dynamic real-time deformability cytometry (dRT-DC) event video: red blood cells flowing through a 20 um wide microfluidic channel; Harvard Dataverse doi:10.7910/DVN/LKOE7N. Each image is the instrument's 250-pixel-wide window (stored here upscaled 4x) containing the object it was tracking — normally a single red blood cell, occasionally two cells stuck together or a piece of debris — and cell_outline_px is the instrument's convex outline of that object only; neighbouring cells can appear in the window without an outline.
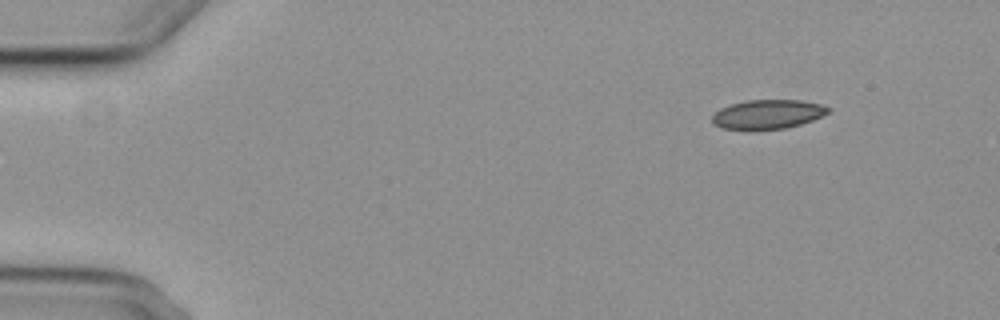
{"species": "common noctule bat (a hibernating species)", "species_latin": "Nyctalus noctula", "temperature_condition": "cold", "stored_images_in_passage": 9, "camera_frame_rate_fps": 3000, "um_per_image_px": 0.085, "animal": {"sex": "female", "body_mass_g": 29.2, "forearm_length_mm": 56.3}, "frame": {"image": 1, "passage_image": 1, "time_ms": 0.0, "image_size_px": [1000, 320], "cell_outline_px": [[832, 108], [828, 112], [812, 120], [800, 124], [784, 128], [724, 128], [712, 124], [712, 116], [720, 108], [732, 104], [748, 100], [800, 100], [820, 104]], "centroid_in_image_um": [65.26, 9.69], "position_along_channel_um": 19.7, "area_um2": 19.19}}
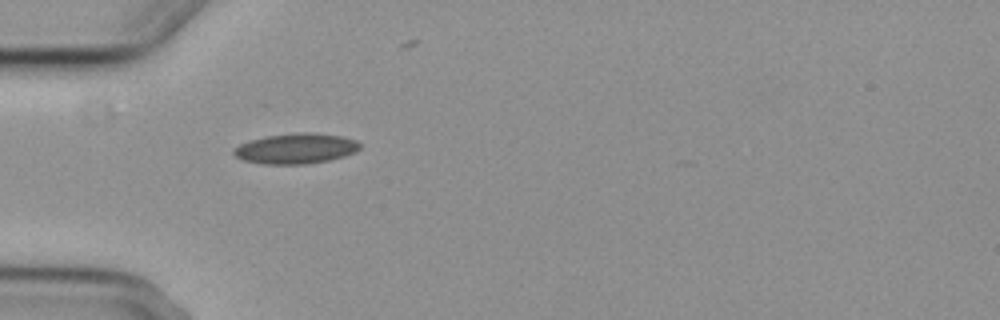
{"frame": {"image": 2, "passage_image": 4, "time_ms": 3.667, "image_size_px": [1000, 320], "cell_outline_px": [[360, 148], [356, 152], [344, 156], [328, 160], [304, 164], [264, 164], [244, 160], [236, 156], [232, 152], [232, 148], [240, 144], [264, 136], [296, 132], [316, 132], [344, 136], [356, 140], [360, 144]], "centroid_in_image_um": [25.17, 12.61], "position_along_channel_um": 59.8, "area_um2": 22.48}}
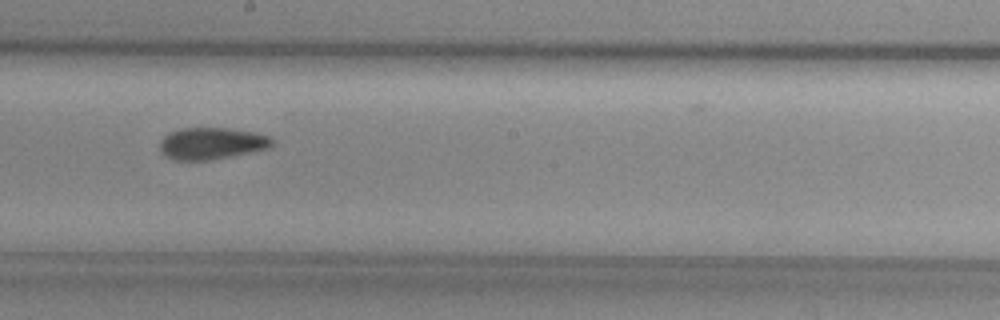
{"frame": {"image": 3, "passage_image": 8, "time_ms": 8.333, "image_size_px": [1000, 320], "cell_outline_px": [[272, 144], [264, 148], [232, 156], [208, 160], [176, 160], [168, 156], [160, 148], [160, 140], [168, 132], [180, 128], [228, 128], [252, 132], [268, 136], [272, 140]], "centroid_in_image_um": [17.93, 12.17], "position_along_channel_um": 230.3, "area_um2": 20.35}}